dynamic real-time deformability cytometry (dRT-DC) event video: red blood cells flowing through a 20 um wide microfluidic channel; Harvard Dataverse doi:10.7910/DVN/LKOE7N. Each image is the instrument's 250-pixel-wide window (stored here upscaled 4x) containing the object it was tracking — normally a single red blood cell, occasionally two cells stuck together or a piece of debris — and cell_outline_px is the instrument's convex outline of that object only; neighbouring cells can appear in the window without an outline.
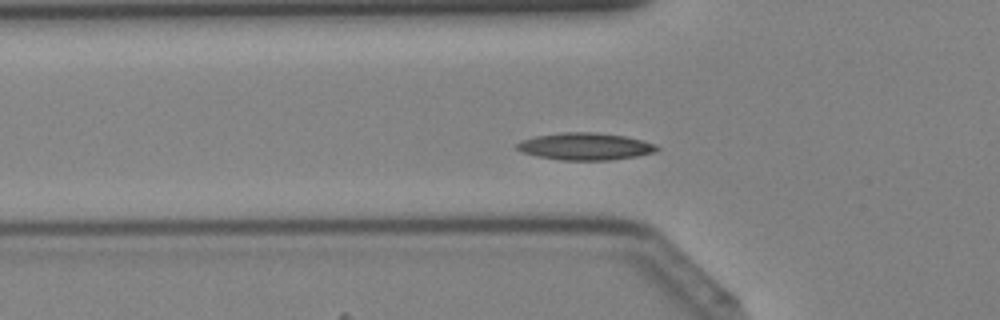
{"species": "Egyptian fruit bat (a non-hibernating species)", "species_latin": "Rousettus aegyptiacus", "temperature_condition": "cold", "stored_images_in_passage": 43, "segment_of_instrument_passage": [1, 2], "camera_frame_rate_fps": 3000, "um_per_image_px": 0.085, "animal": {"sex": "female"}, "frame": {"image": 1, "passage_image": 13, "time_ms": 4.0, "image_size_px": [1000, 320], "cell_outline_px": [[660, 148], [656, 152], [636, 156], [612, 160], [560, 160], [536, 156], [520, 152], [516, 148], [516, 144], [520, 140], [536, 136], [560, 132], [596, 132], [624, 136], [656, 144]], "centroid_in_image_um": [49.71, 12.45], "position_along_channel_um": 76.1, "area_um2": 22.31}}
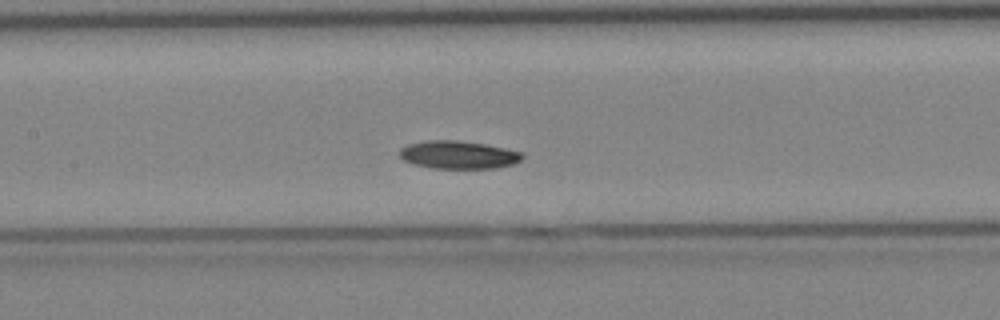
{"frame": {"image": 2, "passage_image": 19, "time_ms": 6.0, "image_size_px": [1000, 320], "cell_outline_px": [[524, 156], [520, 160], [512, 164], [496, 168], [432, 168], [412, 164], [404, 160], [400, 156], [400, 148], [408, 144], [428, 140], [456, 140], [484, 144], [524, 152]], "centroid_in_image_um": [38.96, 13.16], "position_along_channel_um": 168.4, "area_um2": 19.94}}
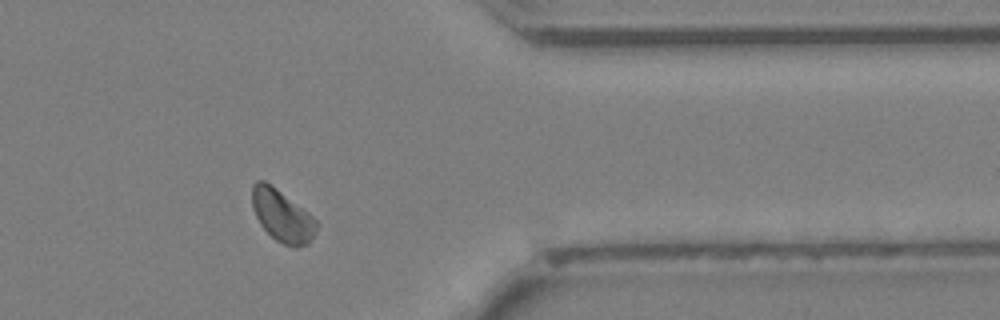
{"frame": {"image": 3, "passage_image": 34, "time_ms": 11.0, "image_size_px": [1000, 320], "cell_outline_px": [[320, 224], [316, 232], [308, 244], [296, 248], [284, 244], [276, 240], [260, 224], [252, 208], [252, 184], [256, 180], [264, 180], [272, 184], [308, 212]], "centroid_in_image_um": [23.99, 18.33], "position_along_channel_um": 387.4, "area_um2": 19.71}}